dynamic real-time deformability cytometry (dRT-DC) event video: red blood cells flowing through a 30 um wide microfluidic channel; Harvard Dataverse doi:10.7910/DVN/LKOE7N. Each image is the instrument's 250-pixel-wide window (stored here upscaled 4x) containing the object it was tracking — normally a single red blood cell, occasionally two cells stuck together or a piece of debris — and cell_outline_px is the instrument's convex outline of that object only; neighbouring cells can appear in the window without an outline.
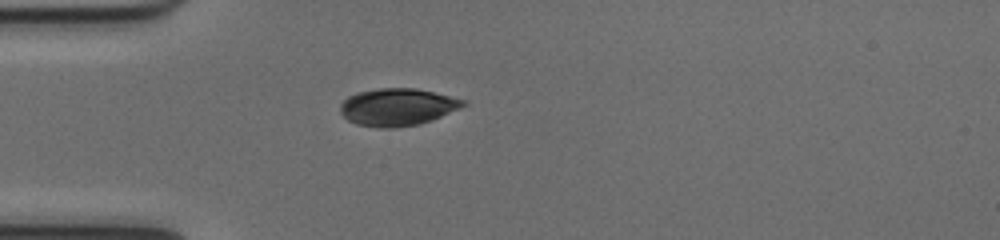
{"species": "common noctule bat (a hibernating species)", "species_latin": "Nyctalus noctula", "temperature_condition": "cold", "stored_images_in_passage": 38, "camera_frame_rate_fps": 3000, "um_per_image_px": 0.085, "animal": {"sex": "female", "body_mass_g": 17.0, "forearm_length_mm": 48.0}, "frame": {"image": 1, "passage_image": 1, "time_ms": 0.0, "image_size_px": [1000, 240], "cell_outline_px": [[468, 104], [460, 108], [432, 120], [420, 124], [392, 128], [380, 128], [356, 124], [348, 120], [340, 112], [340, 104], [348, 96], [356, 92], [380, 88], [416, 88], [464, 100]], "centroid_in_image_um": [33.75, 9.1], "position_along_channel_um": 51.2, "area_um2": 26.7}}
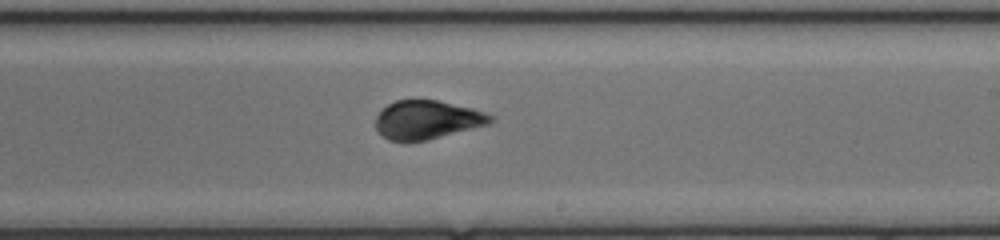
{"frame": {"image": 2, "passage_image": 17, "time_ms": 5.333, "image_size_px": [1000, 240], "cell_outline_px": [[492, 120], [488, 124], [428, 140], [388, 140], [376, 128], [376, 116], [388, 104], [396, 100], [436, 100], [472, 108], [484, 112], [492, 116]], "centroid_in_image_um": [36.29, 10.17], "position_along_channel_um": 252.7, "area_um2": 25.32}}
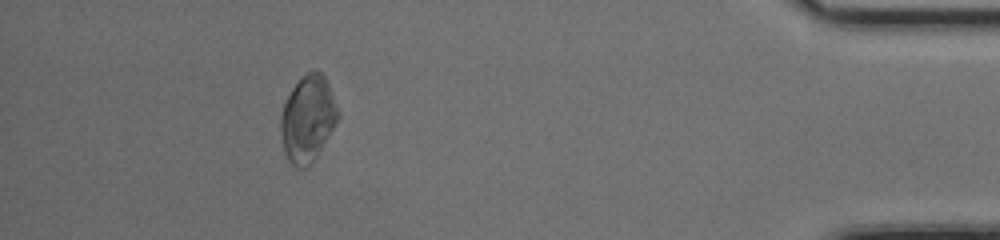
{"frame": {"image": 3, "passage_image": 33, "time_ms": 10.667, "image_size_px": [1000, 240], "cell_outline_px": [[340, 116], [312, 164], [308, 168], [296, 168], [288, 160], [284, 152], [280, 132], [280, 112], [292, 88], [308, 72], [316, 68], [324, 76], [340, 112]], "centroid_in_image_um": [26.15, 10.13], "position_along_channel_um": 409.1, "area_um2": 28.78}, "authors_computed_cell_mechanics": {"area_um2": 26.7036, "velocity_mm_per_s": 3.9895, "shape_relaxation_time_tau1_ms": 2.8944, "shape_relaxation_time_tau2_ms": null, "deformation_change_tau1": 0.0887, "deformation_change_tau2": null}}